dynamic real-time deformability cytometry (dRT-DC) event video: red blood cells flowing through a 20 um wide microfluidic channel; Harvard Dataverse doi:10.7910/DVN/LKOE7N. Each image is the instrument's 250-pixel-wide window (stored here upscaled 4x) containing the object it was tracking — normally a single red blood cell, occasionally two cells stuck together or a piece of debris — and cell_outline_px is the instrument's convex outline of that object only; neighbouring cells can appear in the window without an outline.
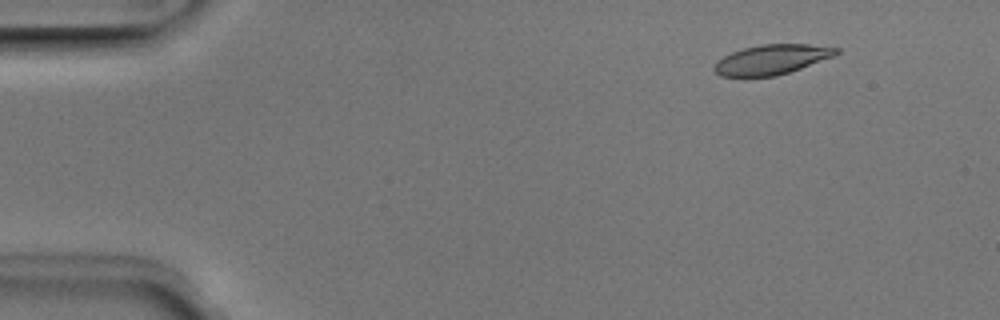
{"species": "Egyptian fruit bat (a non-hibernating species)", "species_latin": "Rousettus aegyptiacus", "temperature_condition": "room temperature", "stored_images_in_passage": 7, "camera_frame_rate_fps": 3000, "um_per_image_px": 0.085, "animal": {"sex": "male"}, "frame": {"image": 1, "passage_image": 2, "time_ms": 0.333, "image_size_px": [1000, 320], "cell_outline_px": [[840, 52], [836, 56], [776, 76], [744, 80], [720, 76], [712, 68], [716, 60], [732, 52], [744, 48], [760, 44], [808, 44], [840, 48]], "centroid_in_image_um": [65.53, 5.1], "position_along_channel_um": 19.5, "area_um2": 22.02}}
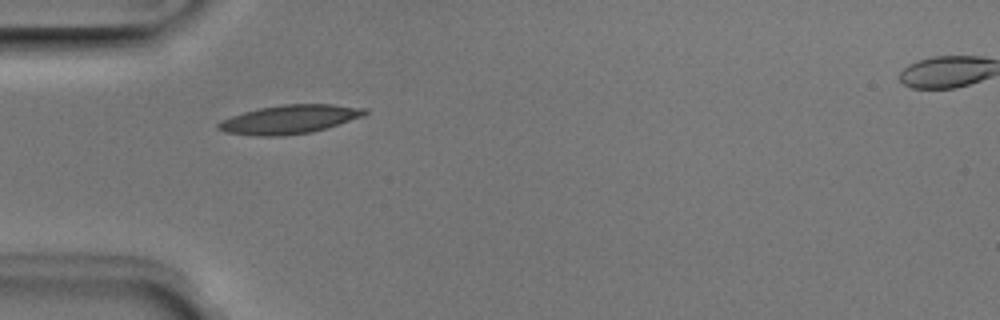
{"frame": {"image": 2, "passage_image": 5, "time_ms": 1.333, "image_size_px": [1000, 320], "cell_outline_px": [[368, 112], [364, 116], [328, 128], [312, 132], [284, 136], [256, 136], [224, 132], [216, 128], [216, 124], [220, 120], [244, 112], [260, 108], [280, 104], [332, 104], [368, 108]], "centroid_in_image_um": [24.62, 10.15], "position_along_channel_um": 60.4, "area_um2": 24.85}}
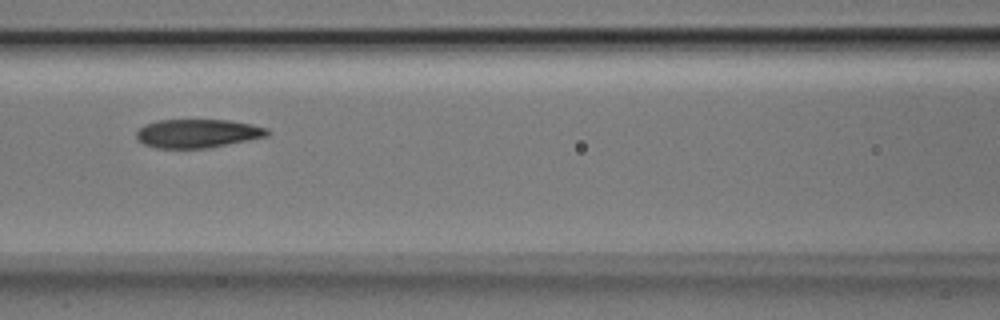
{"frame": {"image": 3, "passage_image": 7, "time_ms": 2.0, "image_size_px": [1000, 320], "cell_outline_px": [[272, 132], [268, 136], [208, 148], [156, 148], [144, 144], [136, 136], [136, 132], [144, 124], [156, 120], [228, 120], [252, 124], [268, 128]], "centroid_in_image_um": [16.82, 11.33], "position_along_channel_um": 149.8, "area_um2": 21.91}}